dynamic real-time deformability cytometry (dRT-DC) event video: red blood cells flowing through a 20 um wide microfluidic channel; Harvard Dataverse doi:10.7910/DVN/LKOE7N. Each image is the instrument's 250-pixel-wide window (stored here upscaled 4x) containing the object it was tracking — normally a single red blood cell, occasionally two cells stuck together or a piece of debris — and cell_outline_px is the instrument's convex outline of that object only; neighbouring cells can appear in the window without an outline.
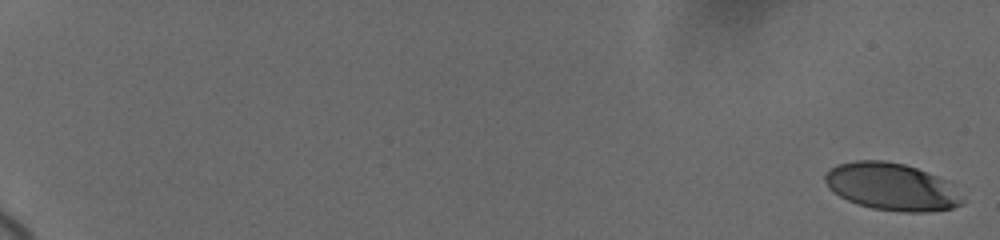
{"species": "human", "species_latin": "Homo sapiens", "temperature_condition": "cold", "stored_images_in_passage": 17, "camera_frame_rate_fps": 3000, "um_per_image_px": 0.085, "donor": {"sex": "female"}, "frame": {"image": 1, "passage_image": 1, "time_ms": 0.0, "image_size_px": [1000, 240], "cell_outline_px": [[964, 204], [952, 208], [928, 212], [904, 212], [872, 208], [848, 200], [840, 196], [828, 188], [824, 180], [824, 176], [828, 168], [836, 164], [856, 160], [884, 160], [904, 164], [916, 168], [936, 176], [944, 180], [964, 200]], "centroid_in_image_um": [75.73, 15.86], "position_along_channel_um": 9.3, "area_um2": 37.63}}
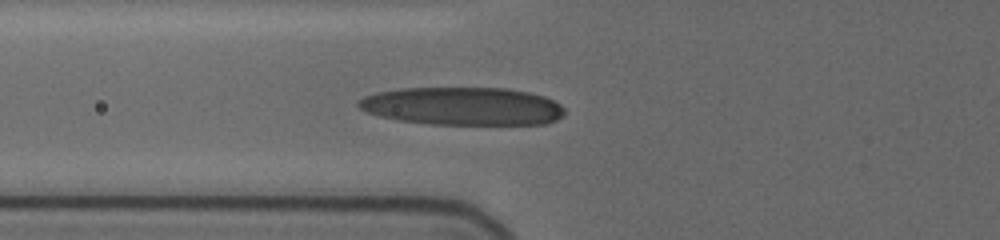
{"frame": {"image": 2, "passage_image": 15, "time_ms": 8.333, "image_size_px": [1000, 240], "cell_outline_px": [[564, 116], [556, 120], [544, 124], [428, 124], [396, 120], [380, 116], [368, 112], [360, 108], [356, 104], [356, 100], [364, 96], [376, 92], [400, 88], [504, 88], [528, 92], [544, 96], [560, 104], [564, 108]], "centroid_in_image_um": [39.3, 9.02], "position_along_channel_um": 86.5, "area_um2": 45.84}}
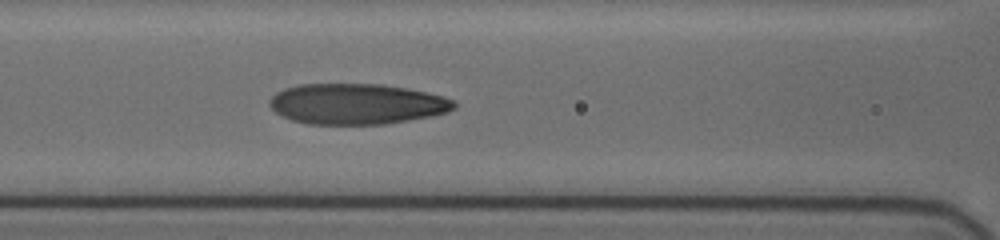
{"frame": {"image": 3, "passage_image": 17, "time_ms": 9.667, "image_size_px": [1000, 240], "cell_outline_px": [[456, 108], [448, 112], [432, 116], [384, 124], [308, 124], [292, 120], [280, 116], [268, 104], [268, 100], [276, 92], [284, 88], [300, 84], [380, 84], [428, 92], [444, 96], [452, 100], [456, 104]], "centroid_in_image_um": [30.3, 8.83], "position_along_channel_um": 136.3, "area_um2": 43.87}}